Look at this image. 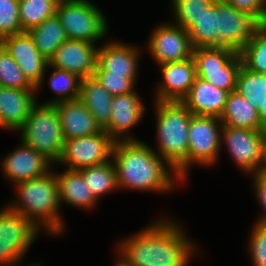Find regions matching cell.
Wrapping results in <instances>:
<instances>
[{
	"label": "cell",
	"instance_id": "obj_36",
	"mask_svg": "<svg viewBox=\"0 0 266 266\" xmlns=\"http://www.w3.org/2000/svg\"><path fill=\"white\" fill-rule=\"evenodd\" d=\"M249 236L248 252L253 266H266V224L255 222Z\"/></svg>",
	"mask_w": 266,
	"mask_h": 266
},
{
	"label": "cell",
	"instance_id": "obj_12",
	"mask_svg": "<svg viewBox=\"0 0 266 266\" xmlns=\"http://www.w3.org/2000/svg\"><path fill=\"white\" fill-rule=\"evenodd\" d=\"M220 143L221 147L226 146L233 161L245 174L253 175L262 171L263 136L261 129L234 128L223 125Z\"/></svg>",
	"mask_w": 266,
	"mask_h": 266
},
{
	"label": "cell",
	"instance_id": "obj_19",
	"mask_svg": "<svg viewBox=\"0 0 266 266\" xmlns=\"http://www.w3.org/2000/svg\"><path fill=\"white\" fill-rule=\"evenodd\" d=\"M161 81L158 83L154 101H177L188 94L197 78L193 58L158 65Z\"/></svg>",
	"mask_w": 266,
	"mask_h": 266
},
{
	"label": "cell",
	"instance_id": "obj_5",
	"mask_svg": "<svg viewBox=\"0 0 266 266\" xmlns=\"http://www.w3.org/2000/svg\"><path fill=\"white\" fill-rule=\"evenodd\" d=\"M18 131L23 143L57 163L65 139L55 104H40L37 99Z\"/></svg>",
	"mask_w": 266,
	"mask_h": 266
},
{
	"label": "cell",
	"instance_id": "obj_25",
	"mask_svg": "<svg viewBox=\"0 0 266 266\" xmlns=\"http://www.w3.org/2000/svg\"><path fill=\"white\" fill-rule=\"evenodd\" d=\"M220 120L223 125L234 128L261 129L258 110L236 91L228 94Z\"/></svg>",
	"mask_w": 266,
	"mask_h": 266
},
{
	"label": "cell",
	"instance_id": "obj_1",
	"mask_svg": "<svg viewBox=\"0 0 266 266\" xmlns=\"http://www.w3.org/2000/svg\"><path fill=\"white\" fill-rule=\"evenodd\" d=\"M159 218L127 236L117 246L115 266H187L196 246L182 225Z\"/></svg>",
	"mask_w": 266,
	"mask_h": 266
},
{
	"label": "cell",
	"instance_id": "obj_30",
	"mask_svg": "<svg viewBox=\"0 0 266 266\" xmlns=\"http://www.w3.org/2000/svg\"><path fill=\"white\" fill-rule=\"evenodd\" d=\"M52 69L51 76L48 78V86L51 87L54 97L43 102V104H56L60 101L75 100L79 97L81 78L76 74L63 69L47 66V69Z\"/></svg>",
	"mask_w": 266,
	"mask_h": 266
},
{
	"label": "cell",
	"instance_id": "obj_18",
	"mask_svg": "<svg viewBox=\"0 0 266 266\" xmlns=\"http://www.w3.org/2000/svg\"><path fill=\"white\" fill-rule=\"evenodd\" d=\"M141 54L138 46L133 44L120 40L104 42L98 48L95 72H110L124 75L126 78H137Z\"/></svg>",
	"mask_w": 266,
	"mask_h": 266
},
{
	"label": "cell",
	"instance_id": "obj_17",
	"mask_svg": "<svg viewBox=\"0 0 266 266\" xmlns=\"http://www.w3.org/2000/svg\"><path fill=\"white\" fill-rule=\"evenodd\" d=\"M98 48L99 45L87 41L68 39L58 47L48 65L74 73L81 79L93 77Z\"/></svg>",
	"mask_w": 266,
	"mask_h": 266
},
{
	"label": "cell",
	"instance_id": "obj_23",
	"mask_svg": "<svg viewBox=\"0 0 266 266\" xmlns=\"http://www.w3.org/2000/svg\"><path fill=\"white\" fill-rule=\"evenodd\" d=\"M58 184L59 202L73 206L74 208L92 209L99 202L85 183L82 174L78 170L55 172Z\"/></svg>",
	"mask_w": 266,
	"mask_h": 266
},
{
	"label": "cell",
	"instance_id": "obj_22",
	"mask_svg": "<svg viewBox=\"0 0 266 266\" xmlns=\"http://www.w3.org/2000/svg\"><path fill=\"white\" fill-rule=\"evenodd\" d=\"M55 107L65 140L97 134L102 130L79 99L60 101Z\"/></svg>",
	"mask_w": 266,
	"mask_h": 266
},
{
	"label": "cell",
	"instance_id": "obj_14",
	"mask_svg": "<svg viewBox=\"0 0 266 266\" xmlns=\"http://www.w3.org/2000/svg\"><path fill=\"white\" fill-rule=\"evenodd\" d=\"M0 43L17 62L20 70L37 92L41 91L45 82L48 60L38 51L29 33L22 32L5 37Z\"/></svg>",
	"mask_w": 266,
	"mask_h": 266
},
{
	"label": "cell",
	"instance_id": "obj_8",
	"mask_svg": "<svg viewBox=\"0 0 266 266\" xmlns=\"http://www.w3.org/2000/svg\"><path fill=\"white\" fill-rule=\"evenodd\" d=\"M39 232L30 220L3 205L0 208V266H20Z\"/></svg>",
	"mask_w": 266,
	"mask_h": 266
},
{
	"label": "cell",
	"instance_id": "obj_43",
	"mask_svg": "<svg viewBox=\"0 0 266 266\" xmlns=\"http://www.w3.org/2000/svg\"><path fill=\"white\" fill-rule=\"evenodd\" d=\"M27 266H42V265L34 262L33 264H30V265L28 264Z\"/></svg>",
	"mask_w": 266,
	"mask_h": 266
},
{
	"label": "cell",
	"instance_id": "obj_6",
	"mask_svg": "<svg viewBox=\"0 0 266 266\" xmlns=\"http://www.w3.org/2000/svg\"><path fill=\"white\" fill-rule=\"evenodd\" d=\"M56 16L65 29L68 39L96 44L109 31L102 10L89 0H71L57 5Z\"/></svg>",
	"mask_w": 266,
	"mask_h": 266
},
{
	"label": "cell",
	"instance_id": "obj_9",
	"mask_svg": "<svg viewBox=\"0 0 266 266\" xmlns=\"http://www.w3.org/2000/svg\"><path fill=\"white\" fill-rule=\"evenodd\" d=\"M263 29V14H248L225 0L216 1L218 47L239 52Z\"/></svg>",
	"mask_w": 266,
	"mask_h": 266
},
{
	"label": "cell",
	"instance_id": "obj_39",
	"mask_svg": "<svg viewBox=\"0 0 266 266\" xmlns=\"http://www.w3.org/2000/svg\"><path fill=\"white\" fill-rule=\"evenodd\" d=\"M236 9L248 14H264L266 0H225Z\"/></svg>",
	"mask_w": 266,
	"mask_h": 266
},
{
	"label": "cell",
	"instance_id": "obj_27",
	"mask_svg": "<svg viewBox=\"0 0 266 266\" xmlns=\"http://www.w3.org/2000/svg\"><path fill=\"white\" fill-rule=\"evenodd\" d=\"M78 171L98 201L106 193L119 190L116 167L112 159L107 163L85 167Z\"/></svg>",
	"mask_w": 266,
	"mask_h": 266
},
{
	"label": "cell",
	"instance_id": "obj_20",
	"mask_svg": "<svg viewBox=\"0 0 266 266\" xmlns=\"http://www.w3.org/2000/svg\"><path fill=\"white\" fill-rule=\"evenodd\" d=\"M36 89H13L0 86V128L18 131L37 102Z\"/></svg>",
	"mask_w": 266,
	"mask_h": 266
},
{
	"label": "cell",
	"instance_id": "obj_34",
	"mask_svg": "<svg viewBox=\"0 0 266 266\" xmlns=\"http://www.w3.org/2000/svg\"><path fill=\"white\" fill-rule=\"evenodd\" d=\"M173 24L187 29L214 0H170Z\"/></svg>",
	"mask_w": 266,
	"mask_h": 266
},
{
	"label": "cell",
	"instance_id": "obj_28",
	"mask_svg": "<svg viewBox=\"0 0 266 266\" xmlns=\"http://www.w3.org/2000/svg\"><path fill=\"white\" fill-rule=\"evenodd\" d=\"M193 48L218 47L216 30V1L209 4L187 29Z\"/></svg>",
	"mask_w": 266,
	"mask_h": 266
},
{
	"label": "cell",
	"instance_id": "obj_16",
	"mask_svg": "<svg viewBox=\"0 0 266 266\" xmlns=\"http://www.w3.org/2000/svg\"><path fill=\"white\" fill-rule=\"evenodd\" d=\"M141 98L136 91L113 96L110 122L104 130L114 141L138 140L130 129L145 116L147 109Z\"/></svg>",
	"mask_w": 266,
	"mask_h": 266
},
{
	"label": "cell",
	"instance_id": "obj_33",
	"mask_svg": "<svg viewBox=\"0 0 266 266\" xmlns=\"http://www.w3.org/2000/svg\"><path fill=\"white\" fill-rule=\"evenodd\" d=\"M242 64L258 73L266 74V30L260 33L239 51Z\"/></svg>",
	"mask_w": 266,
	"mask_h": 266
},
{
	"label": "cell",
	"instance_id": "obj_42",
	"mask_svg": "<svg viewBox=\"0 0 266 266\" xmlns=\"http://www.w3.org/2000/svg\"><path fill=\"white\" fill-rule=\"evenodd\" d=\"M263 29L266 30V1H265V8L263 14Z\"/></svg>",
	"mask_w": 266,
	"mask_h": 266
},
{
	"label": "cell",
	"instance_id": "obj_35",
	"mask_svg": "<svg viewBox=\"0 0 266 266\" xmlns=\"http://www.w3.org/2000/svg\"><path fill=\"white\" fill-rule=\"evenodd\" d=\"M19 33H22L19 0H0V42L5 37Z\"/></svg>",
	"mask_w": 266,
	"mask_h": 266
},
{
	"label": "cell",
	"instance_id": "obj_31",
	"mask_svg": "<svg viewBox=\"0 0 266 266\" xmlns=\"http://www.w3.org/2000/svg\"><path fill=\"white\" fill-rule=\"evenodd\" d=\"M57 5L56 0H19V20L22 32H28L56 15Z\"/></svg>",
	"mask_w": 266,
	"mask_h": 266
},
{
	"label": "cell",
	"instance_id": "obj_29",
	"mask_svg": "<svg viewBox=\"0 0 266 266\" xmlns=\"http://www.w3.org/2000/svg\"><path fill=\"white\" fill-rule=\"evenodd\" d=\"M235 91L258 110V104L266 98V74L254 72L241 64Z\"/></svg>",
	"mask_w": 266,
	"mask_h": 266
},
{
	"label": "cell",
	"instance_id": "obj_40",
	"mask_svg": "<svg viewBox=\"0 0 266 266\" xmlns=\"http://www.w3.org/2000/svg\"><path fill=\"white\" fill-rule=\"evenodd\" d=\"M258 116L261 123V130H266V98L258 104Z\"/></svg>",
	"mask_w": 266,
	"mask_h": 266
},
{
	"label": "cell",
	"instance_id": "obj_11",
	"mask_svg": "<svg viewBox=\"0 0 266 266\" xmlns=\"http://www.w3.org/2000/svg\"><path fill=\"white\" fill-rule=\"evenodd\" d=\"M114 140L102 129L97 134L65 140L61 157L56 164L69 170L97 166L112 159Z\"/></svg>",
	"mask_w": 266,
	"mask_h": 266
},
{
	"label": "cell",
	"instance_id": "obj_13",
	"mask_svg": "<svg viewBox=\"0 0 266 266\" xmlns=\"http://www.w3.org/2000/svg\"><path fill=\"white\" fill-rule=\"evenodd\" d=\"M160 24L153 28L145 45L155 63L160 65L191 58L193 46L188 31L171 22Z\"/></svg>",
	"mask_w": 266,
	"mask_h": 266
},
{
	"label": "cell",
	"instance_id": "obj_3",
	"mask_svg": "<svg viewBox=\"0 0 266 266\" xmlns=\"http://www.w3.org/2000/svg\"><path fill=\"white\" fill-rule=\"evenodd\" d=\"M15 188L16 198L8 204L12 210L49 235L60 236L65 232L54 169L41 177L21 181Z\"/></svg>",
	"mask_w": 266,
	"mask_h": 266
},
{
	"label": "cell",
	"instance_id": "obj_10",
	"mask_svg": "<svg viewBox=\"0 0 266 266\" xmlns=\"http://www.w3.org/2000/svg\"><path fill=\"white\" fill-rule=\"evenodd\" d=\"M222 126L220 118L192 115L188 130V173L195 165L209 167L219 160Z\"/></svg>",
	"mask_w": 266,
	"mask_h": 266
},
{
	"label": "cell",
	"instance_id": "obj_2",
	"mask_svg": "<svg viewBox=\"0 0 266 266\" xmlns=\"http://www.w3.org/2000/svg\"><path fill=\"white\" fill-rule=\"evenodd\" d=\"M112 160L119 190L161 194L174 190L179 183L184 184L176 171L144 141H115Z\"/></svg>",
	"mask_w": 266,
	"mask_h": 266
},
{
	"label": "cell",
	"instance_id": "obj_38",
	"mask_svg": "<svg viewBox=\"0 0 266 266\" xmlns=\"http://www.w3.org/2000/svg\"><path fill=\"white\" fill-rule=\"evenodd\" d=\"M253 182V190L256 195V199L263 212L259 219L255 222L266 224V171L263 170L256 174L251 175Z\"/></svg>",
	"mask_w": 266,
	"mask_h": 266
},
{
	"label": "cell",
	"instance_id": "obj_21",
	"mask_svg": "<svg viewBox=\"0 0 266 266\" xmlns=\"http://www.w3.org/2000/svg\"><path fill=\"white\" fill-rule=\"evenodd\" d=\"M229 92L198 77L181 103L193 114L220 118Z\"/></svg>",
	"mask_w": 266,
	"mask_h": 266
},
{
	"label": "cell",
	"instance_id": "obj_32",
	"mask_svg": "<svg viewBox=\"0 0 266 266\" xmlns=\"http://www.w3.org/2000/svg\"><path fill=\"white\" fill-rule=\"evenodd\" d=\"M0 86L13 89H36L20 70L19 65L0 43Z\"/></svg>",
	"mask_w": 266,
	"mask_h": 266
},
{
	"label": "cell",
	"instance_id": "obj_24",
	"mask_svg": "<svg viewBox=\"0 0 266 266\" xmlns=\"http://www.w3.org/2000/svg\"><path fill=\"white\" fill-rule=\"evenodd\" d=\"M112 98L94 76L81 79L78 99L90 111L101 129L110 122Z\"/></svg>",
	"mask_w": 266,
	"mask_h": 266
},
{
	"label": "cell",
	"instance_id": "obj_41",
	"mask_svg": "<svg viewBox=\"0 0 266 266\" xmlns=\"http://www.w3.org/2000/svg\"><path fill=\"white\" fill-rule=\"evenodd\" d=\"M263 136V161H262V171H266V130H262Z\"/></svg>",
	"mask_w": 266,
	"mask_h": 266
},
{
	"label": "cell",
	"instance_id": "obj_4",
	"mask_svg": "<svg viewBox=\"0 0 266 266\" xmlns=\"http://www.w3.org/2000/svg\"><path fill=\"white\" fill-rule=\"evenodd\" d=\"M156 140L154 151L164 159L176 174L188 181V130L192 113L177 101H155Z\"/></svg>",
	"mask_w": 266,
	"mask_h": 266
},
{
	"label": "cell",
	"instance_id": "obj_44",
	"mask_svg": "<svg viewBox=\"0 0 266 266\" xmlns=\"http://www.w3.org/2000/svg\"><path fill=\"white\" fill-rule=\"evenodd\" d=\"M58 3L65 2V1H71V0H56Z\"/></svg>",
	"mask_w": 266,
	"mask_h": 266
},
{
	"label": "cell",
	"instance_id": "obj_7",
	"mask_svg": "<svg viewBox=\"0 0 266 266\" xmlns=\"http://www.w3.org/2000/svg\"><path fill=\"white\" fill-rule=\"evenodd\" d=\"M197 76L227 92L235 91L242 64L239 52L229 47L193 48Z\"/></svg>",
	"mask_w": 266,
	"mask_h": 266
},
{
	"label": "cell",
	"instance_id": "obj_26",
	"mask_svg": "<svg viewBox=\"0 0 266 266\" xmlns=\"http://www.w3.org/2000/svg\"><path fill=\"white\" fill-rule=\"evenodd\" d=\"M41 55L49 60L68 37L59 18L54 15L28 31Z\"/></svg>",
	"mask_w": 266,
	"mask_h": 266
},
{
	"label": "cell",
	"instance_id": "obj_15",
	"mask_svg": "<svg viewBox=\"0 0 266 266\" xmlns=\"http://www.w3.org/2000/svg\"><path fill=\"white\" fill-rule=\"evenodd\" d=\"M0 162L4 178L12 185L34 178L41 177L55 167L54 163L44 154L37 152L20 140V146L4 156Z\"/></svg>",
	"mask_w": 266,
	"mask_h": 266
},
{
	"label": "cell",
	"instance_id": "obj_37",
	"mask_svg": "<svg viewBox=\"0 0 266 266\" xmlns=\"http://www.w3.org/2000/svg\"><path fill=\"white\" fill-rule=\"evenodd\" d=\"M94 77L112 96L136 90L137 78H126L124 75L110 74V72H95Z\"/></svg>",
	"mask_w": 266,
	"mask_h": 266
}]
</instances>
